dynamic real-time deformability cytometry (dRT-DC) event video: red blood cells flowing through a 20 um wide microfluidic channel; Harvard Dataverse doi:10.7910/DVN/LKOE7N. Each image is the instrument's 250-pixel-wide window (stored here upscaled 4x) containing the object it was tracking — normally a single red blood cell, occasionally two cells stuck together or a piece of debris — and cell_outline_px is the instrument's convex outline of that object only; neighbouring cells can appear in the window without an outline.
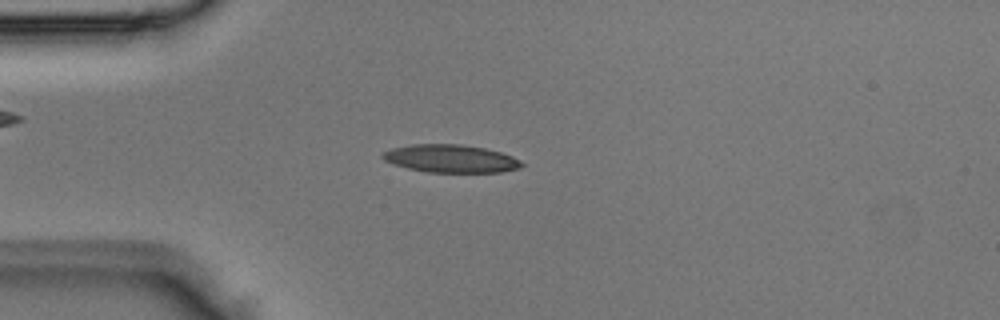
{"species": "Egyptian fruit bat (a non-hibernating species)", "species_latin": "Rousettus aegyptiacus", "temperature_condition": "room temperature", "stored_images_in_passage": 4, "camera_frame_rate_fps": 3000, "um_per_image_px": 0.085, "animal": {"sex": "male"}, "frame": {"image": 1, "passage_image": 4, "time_ms": 1.0, "image_size_px": [1000, 320], "cell_outline_px": [[524, 164], [520, 168], [500, 172], [428, 172], [408, 168], [384, 160], [380, 156], [380, 152], [392, 148], [412, 144], [460, 144], [484, 148], [500, 152], [512, 156], [520, 160]], "centroid_in_image_um": [38.3, 13.47], "position_along_channel_um": 46.7, "area_um2": 22.54}}